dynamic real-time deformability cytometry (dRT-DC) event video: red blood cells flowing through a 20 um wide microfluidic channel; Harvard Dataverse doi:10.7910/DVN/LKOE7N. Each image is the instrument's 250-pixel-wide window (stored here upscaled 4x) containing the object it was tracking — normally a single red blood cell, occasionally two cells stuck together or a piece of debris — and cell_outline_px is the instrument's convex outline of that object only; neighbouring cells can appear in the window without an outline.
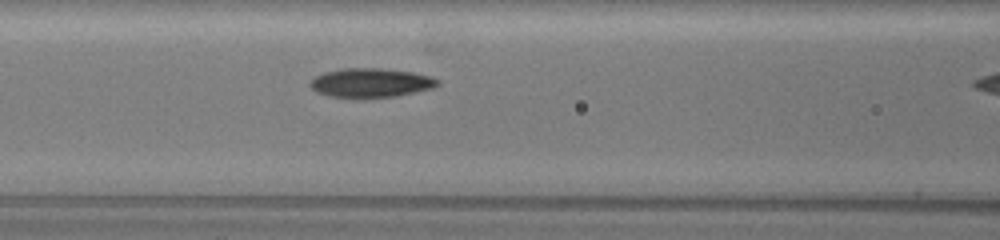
{"species": "common noctule bat (a hibernating species)", "species_latin": "Nyctalus noctula", "temperature_condition": "warm", "stored_images_in_passage": 27, "camera_frame_rate_fps": 3000, "um_per_image_px": 0.085, "animal": {"sex": "female", "body_mass_g": 19.5, "forearm_length_mm": 54.1}, "frame": {"image": 1, "passage_image": 8, "time_ms": 2.333, "image_size_px": [1000, 240], "cell_outline_px": [[440, 84], [432, 88], [396, 96], [328, 96], [316, 92], [308, 84], [316, 76], [324, 72], [340, 68], [380, 68], [412, 72], [432, 76], [440, 80]], "centroid_in_image_um": [31.53, 7.01], "position_along_channel_um": 135.1, "area_um2": 21.27}}